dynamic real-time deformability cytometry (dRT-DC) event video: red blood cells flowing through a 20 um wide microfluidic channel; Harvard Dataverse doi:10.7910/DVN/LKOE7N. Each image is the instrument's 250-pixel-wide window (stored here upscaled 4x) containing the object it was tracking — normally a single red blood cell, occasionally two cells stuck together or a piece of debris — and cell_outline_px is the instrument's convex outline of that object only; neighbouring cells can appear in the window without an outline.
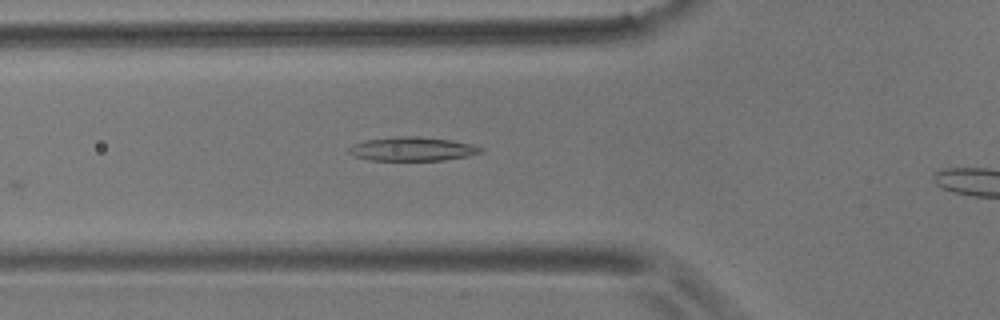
{"species": "common noctule bat (a hibernating species)", "species_latin": "Nyctalus noctula", "temperature_condition": "room temperature", "stored_images_in_passage": 5, "camera_frame_rate_fps": 3000, "um_per_image_px": 0.085, "animal": {"sex": "male", "body_mass_g": 17.9}, "frame": {"image": 1, "passage_image": 5, "time_ms": 4.667, "image_size_px": [1000, 320], "cell_outline_px": [[484, 152], [468, 156], [444, 160], [372, 160], [352, 156], [348, 152], [348, 148], [356, 144], [368, 140], [400, 136], [416, 136], [452, 140], [476, 144], [484, 148]], "centroid_in_image_um": [35.14, 12.66], "position_along_channel_um": 90.7, "area_um2": 18.38}}